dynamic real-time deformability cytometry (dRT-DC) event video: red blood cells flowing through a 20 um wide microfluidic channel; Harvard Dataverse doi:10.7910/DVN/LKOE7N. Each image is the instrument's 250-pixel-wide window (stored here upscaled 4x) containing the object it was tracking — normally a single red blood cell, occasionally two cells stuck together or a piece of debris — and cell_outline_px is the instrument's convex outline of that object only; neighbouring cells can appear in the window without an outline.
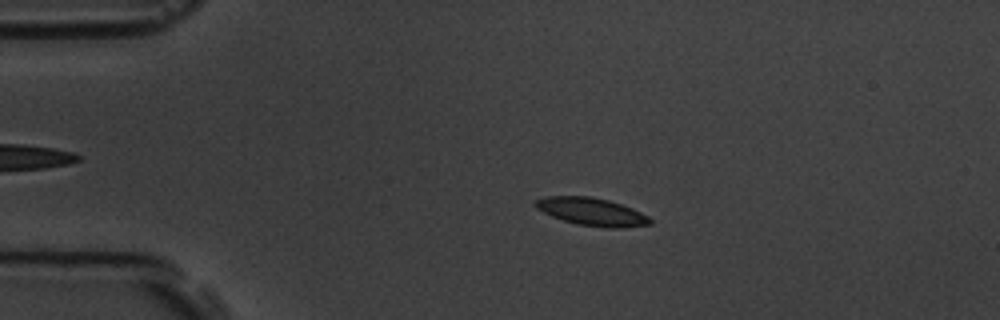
{"species": "common noctule bat (a hibernating species)", "species_latin": "Nyctalus noctula", "temperature_condition": "room temperature", "stored_images_in_passage": 53, "camera_frame_rate_fps": 3000, "um_per_image_px": 0.085, "animal": {"sex": "male", "body_mass_g": 19.5, "forearm_length_mm": 54.6}, "frame": {"image": 1, "passage_image": 7, "time_ms": 2.0, "image_size_px": [1000, 320], "cell_outline_px": [[652, 224], [620, 228], [608, 228], [580, 224], [564, 220], [552, 216], [536, 208], [532, 204], [536, 200], [548, 196], [588, 196], [608, 200], [632, 208], [648, 216], [652, 220]], "centroid_in_image_um": [50.31, 17.99], "position_along_channel_um": 34.7, "area_um2": 18.32}}
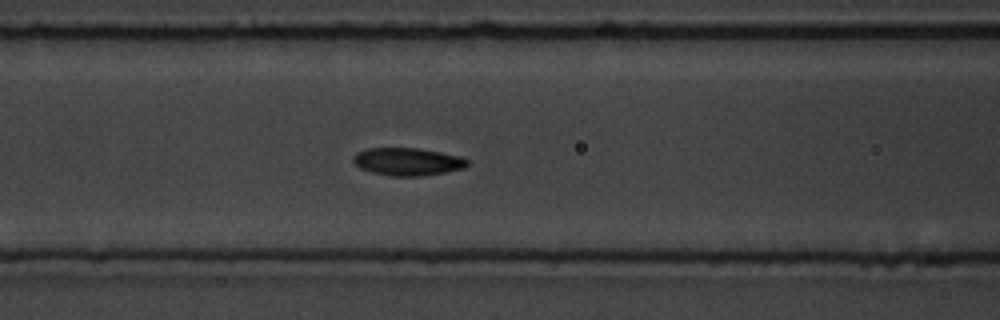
{"frame": {"image": 2, "passage_image": 19, "time_ms": 6.0, "image_size_px": [1000, 320], "cell_outline_px": [[468, 164], [464, 168], [444, 172], [420, 176], [392, 176], [372, 172], [360, 168], [352, 160], [352, 156], [356, 152], [368, 148], [420, 148], [460, 156], [468, 160]], "centroid_in_image_um": [34.62, 13.73], "position_along_channel_um": 132.0, "area_um2": 18.38}}
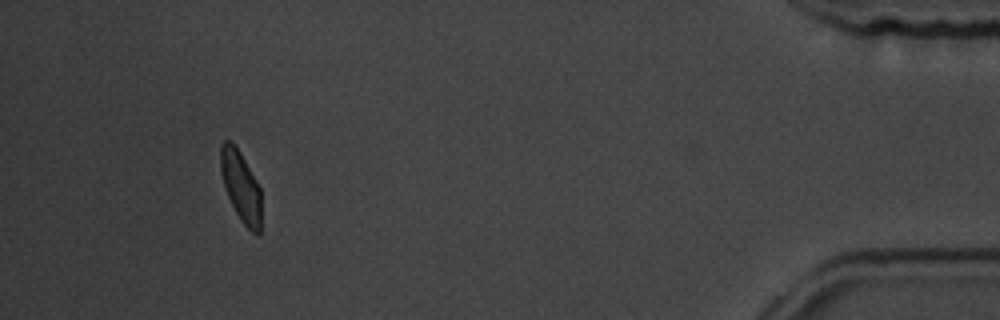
{"frame": {"image": 3, "passage_image": 49, "time_ms": 16.0, "image_size_px": [1000, 320], "cell_outline_px": [[260, 232], [256, 236], [240, 220], [228, 196], [220, 172], [220, 144], [224, 140], [228, 140], [240, 152], [260, 188]], "centroid_in_image_um": [20.46, 15.84], "position_along_channel_um": 414.7, "area_um2": 16.42}, "authors_computed_cell_mechanics": {"area_um2": 18.1492, "velocity_mm_per_s": 3.4944, "shape_relaxation_time_tau1_ms": 4.2369, "shape_relaxation_time_tau2_ms": 2.7683, "deformation_change_tau1": 0.1383, "deformation_change_tau2": 0.0796}}